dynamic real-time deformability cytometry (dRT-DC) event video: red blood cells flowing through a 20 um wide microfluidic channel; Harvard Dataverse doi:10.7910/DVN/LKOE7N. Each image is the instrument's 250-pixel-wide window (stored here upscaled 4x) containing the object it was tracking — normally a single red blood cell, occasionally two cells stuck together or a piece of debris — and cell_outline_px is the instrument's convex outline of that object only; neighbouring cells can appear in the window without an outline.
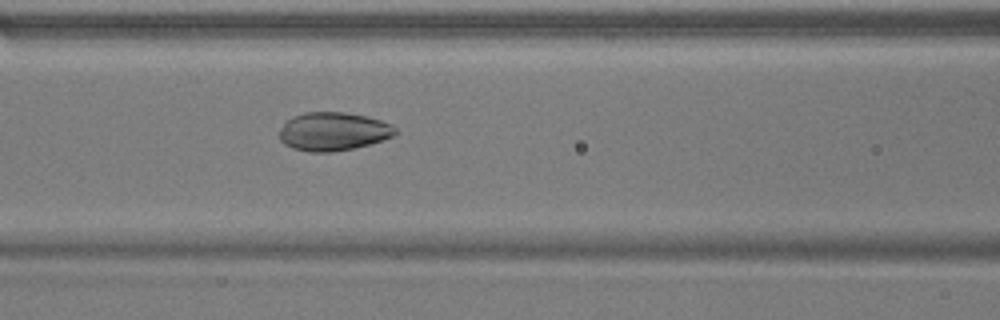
{"species": "common noctule bat (a hibernating species)", "species_latin": "Nyctalus noctula", "temperature_condition": "warm", "stored_images_in_passage": 34, "camera_frame_rate_fps": 3000, "um_per_image_px": 0.085, "animal": {"sex": "male", "body_mass_g": 17.9}, "frame": {"image": 1, "passage_image": 11, "time_ms": 3.333, "image_size_px": [1000, 320], "cell_outline_px": [[396, 132], [392, 136], [384, 140], [352, 148], [332, 152], [308, 152], [292, 148], [284, 144], [280, 140], [280, 128], [292, 116], [304, 112], [344, 112], [364, 116], [380, 120], [392, 124], [396, 128]], "centroid_in_image_um": [28.3, 11.17], "position_along_channel_um": 138.3, "area_um2": 25.89}}
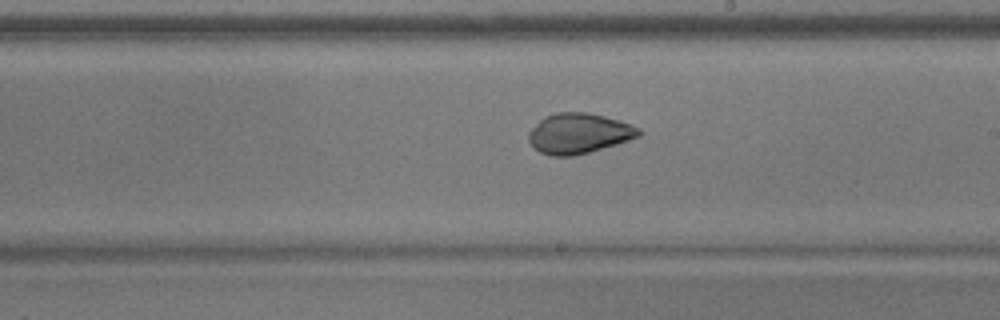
{"frame": {"image": 2, "passage_image": 19, "time_ms": 6.0, "image_size_px": [1000, 320], "cell_outline_px": [[640, 136], [616, 144], [588, 152], [572, 156], [552, 156], [540, 152], [528, 140], [528, 132], [544, 116], [556, 112], [588, 112], [620, 120], [632, 124], [640, 128]], "centroid_in_image_um": [49.2, 11.32], "position_along_channel_um": 239.8, "area_um2": 25.78}}
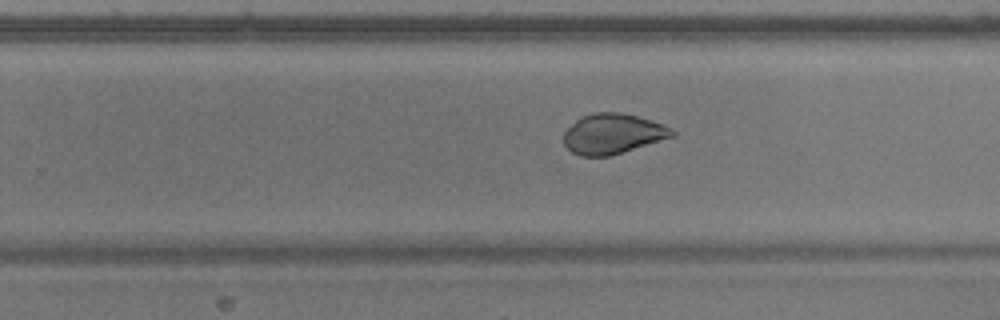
{"frame": {"image": 3, "passage_image": 22, "time_ms": 7.0, "image_size_px": [1000, 320], "cell_outline_px": [[676, 132], [672, 136], [608, 156], [580, 156], [572, 152], [564, 144], [564, 132], [580, 116], [592, 112], [620, 112], [636, 116], [664, 124], [672, 128]], "centroid_in_image_um": [52.04, 11.35], "position_along_channel_um": 277.8, "area_um2": 25.03}, "authors_computed_cell_mechanics": {"area_um2": 25.6632, "velocity_mm_per_s": 3.8082, "shape_relaxation_time_tau1_ms": 3.2438, "shape_relaxation_time_tau2_ms": 1.1976, "deformation_change_tau1": 0.0806, "deformation_change_tau2": 0.0402}}